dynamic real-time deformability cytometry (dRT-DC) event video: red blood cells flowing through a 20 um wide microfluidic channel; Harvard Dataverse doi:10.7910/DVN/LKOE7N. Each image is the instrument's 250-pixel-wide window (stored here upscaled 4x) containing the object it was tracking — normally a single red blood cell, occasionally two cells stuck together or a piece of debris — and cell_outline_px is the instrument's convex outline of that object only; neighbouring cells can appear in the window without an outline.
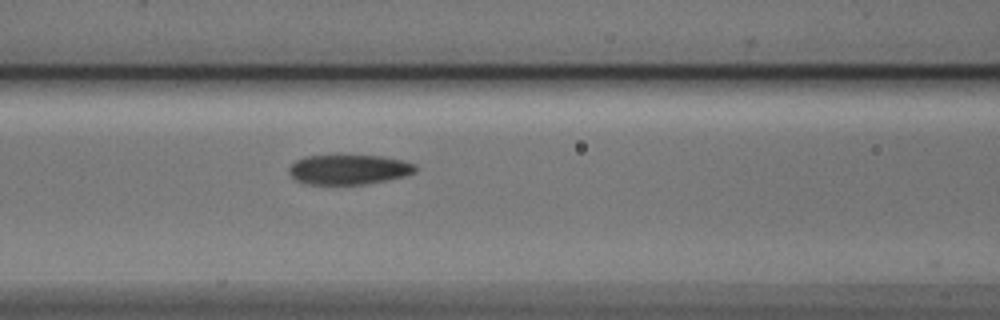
{"species": "Egyptian fruit bat (a non-hibernating species)", "species_latin": "Rousettus aegyptiacus", "temperature_condition": "cold", "stored_images_in_passage": 26, "camera_frame_rate_fps": 3000, "um_per_image_px": 0.085, "animal": {"sex": "male"}, "frame": {"image": 1, "passage_image": 5, "time_ms": 1.333, "image_size_px": [1000, 320], "cell_outline_px": [[416, 172], [404, 176], [364, 184], [308, 184], [296, 180], [288, 172], [288, 168], [296, 160], [304, 156], [336, 152], [340, 152], [384, 156], [416, 164]], "centroid_in_image_um": [29.6, 14.34], "position_along_channel_um": 137.0, "area_um2": 22.95}}
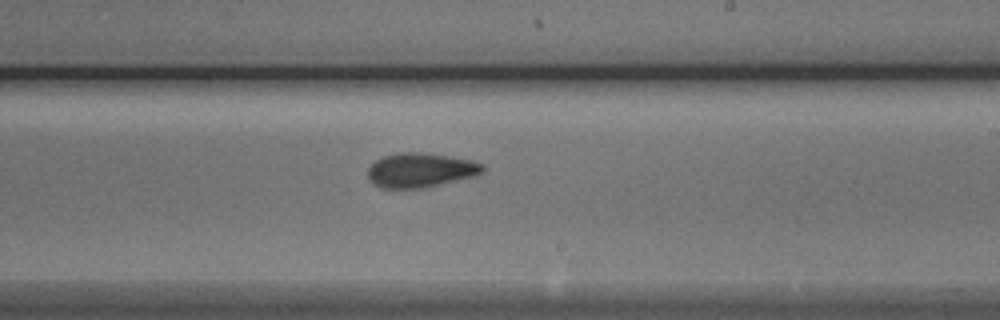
{"frame": {"image": 2, "passage_image": 14, "time_ms": 4.333, "image_size_px": [1000, 320], "cell_outline_px": [[484, 172], [476, 176], [424, 188], [384, 188], [372, 184], [368, 180], [368, 168], [380, 156], [396, 152], [420, 152], [448, 156], [472, 160], [484, 164]], "centroid_in_image_um": [35.73, 14.46], "position_along_channel_um": 253.3, "area_um2": 23.35}}
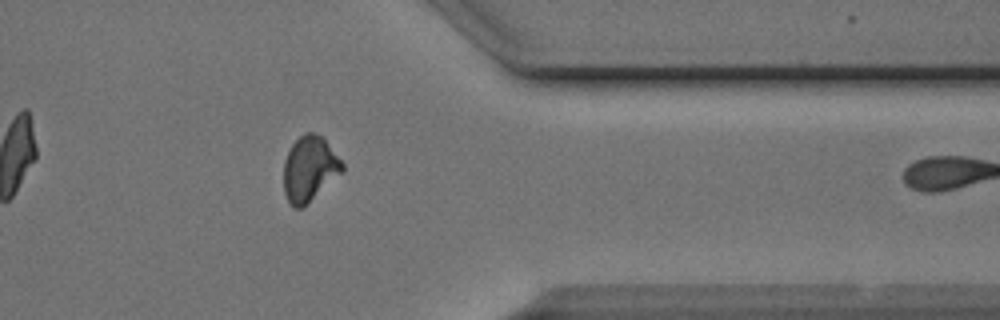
{"frame": {"image": 3, "passage_image": 25, "time_ms": 8.0, "image_size_px": [1000, 320], "cell_outline_px": [[344, 172], [300, 208], [292, 208], [288, 204], [284, 192], [284, 160], [292, 144], [304, 132], [312, 132], [320, 136], [324, 140], [344, 164]], "centroid_in_image_um": [26.29, 14.36], "position_along_channel_um": 385.1, "area_um2": 22.02}}